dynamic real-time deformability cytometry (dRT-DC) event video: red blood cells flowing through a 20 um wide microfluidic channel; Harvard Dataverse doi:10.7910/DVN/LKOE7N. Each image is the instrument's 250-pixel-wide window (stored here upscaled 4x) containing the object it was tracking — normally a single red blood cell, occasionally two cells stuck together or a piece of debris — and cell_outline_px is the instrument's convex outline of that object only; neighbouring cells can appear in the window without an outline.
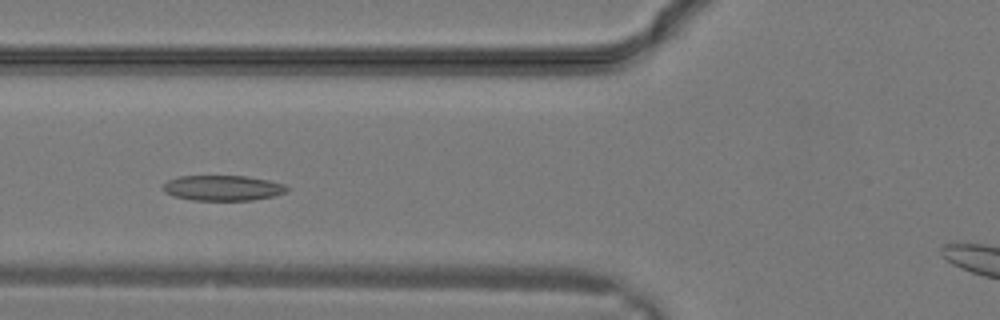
{"species": "common noctule bat (a hibernating species)", "species_latin": "Nyctalus noctula", "temperature_condition": "warm", "stored_images_in_passage": 22, "camera_frame_rate_fps": 3000, "um_per_image_px": 0.085, "animal": {"sex": "male", "body_mass_g": 19.2, "forearm_length_mm": 51.8}, "frame": {"image": 1, "passage_image": 5, "time_ms": 1.333, "image_size_px": [1000, 320], "cell_outline_px": [[288, 192], [272, 196], [252, 200], [192, 200], [172, 196], [164, 192], [160, 188], [168, 180], [176, 176], [248, 176], [268, 180], [284, 184], [288, 188]], "centroid_in_image_um": [18.89, 15.97], "position_along_channel_um": 106.9, "area_um2": 18.44}}
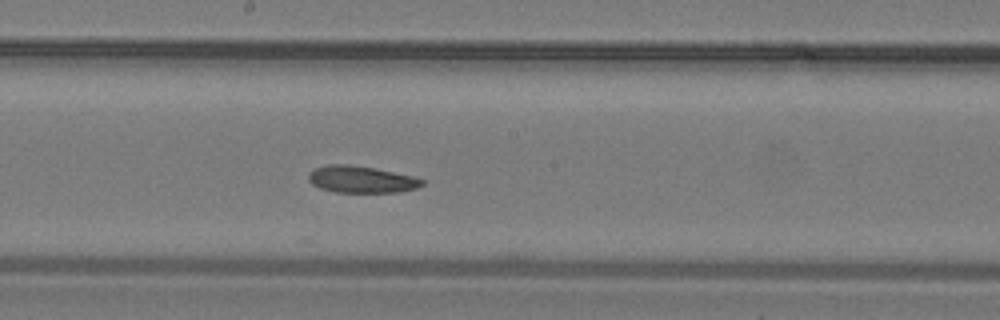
{"frame": {"image": 2, "passage_image": 10, "time_ms": 3.0, "image_size_px": [1000, 320], "cell_outline_px": [[424, 184], [416, 188], [400, 192], [336, 192], [320, 188], [312, 184], [308, 180], [308, 172], [316, 168], [328, 164], [348, 164], [372, 168], [412, 176], [424, 180]], "centroid_in_image_um": [30.68, 15.25], "position_along_channel_um": 217.5, "area_um2": 17.63}}
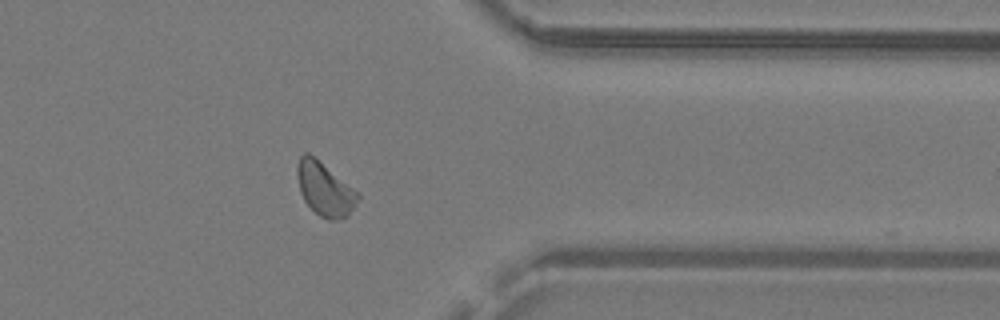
{"frame": {"image": 3, "passage_image": 18, "time_ms": 5.667, "image_size_px": [1000, 320], "cell_outline_px": [[360, 196], [348, 216], [336, 220], [328, 220], [320, 216], [304, 200], [300, 192], [296, 176], [296, 164], [300, 156], [304, 152], [308, 152], [352, 188]], "centroid_in_image_um": [27.55, 16.07], "position_along_channel_um": 383.8, "area_um2": 18.5}}